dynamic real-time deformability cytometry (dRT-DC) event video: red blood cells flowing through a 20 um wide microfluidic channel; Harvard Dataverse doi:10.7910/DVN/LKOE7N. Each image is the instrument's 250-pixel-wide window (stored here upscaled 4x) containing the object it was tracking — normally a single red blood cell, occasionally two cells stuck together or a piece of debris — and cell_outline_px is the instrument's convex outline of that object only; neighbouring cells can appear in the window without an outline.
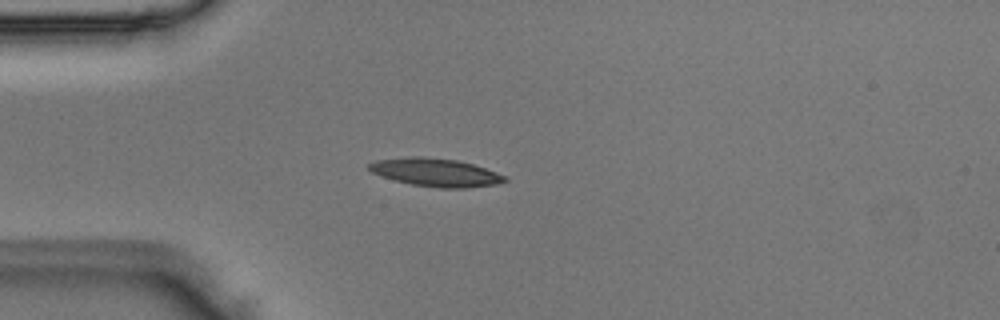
{"species": "Egyptian fruit bat (a non-hibernating species)", "species_latin": "Rousettus aegyptiacus", "temperature_condition": "room temperature", "stored_images_in_passage": 4, "camera_frame_rate_fps": 3000, "um_per_image_px": 0.085, "animal": {"sex": "male"}, "frame": {"image": 1, "passage_image": 3, "time_ms": 0.667, "image_size_px": [1000, 320], "cell_outline_px": [[508, 180], [496, 184], [468, 188], [440, 188], [412, 184], [380, 176], [372, 172], [368, 168], [368, 164], [376, 160], [412, 156], [420, 156], [456, 160], [472, 164], [508, 176]], "centroid_in_image_um": [37.04, 14.65], "position_along_channel_um": 48.0, "area_um2": 22.14}}